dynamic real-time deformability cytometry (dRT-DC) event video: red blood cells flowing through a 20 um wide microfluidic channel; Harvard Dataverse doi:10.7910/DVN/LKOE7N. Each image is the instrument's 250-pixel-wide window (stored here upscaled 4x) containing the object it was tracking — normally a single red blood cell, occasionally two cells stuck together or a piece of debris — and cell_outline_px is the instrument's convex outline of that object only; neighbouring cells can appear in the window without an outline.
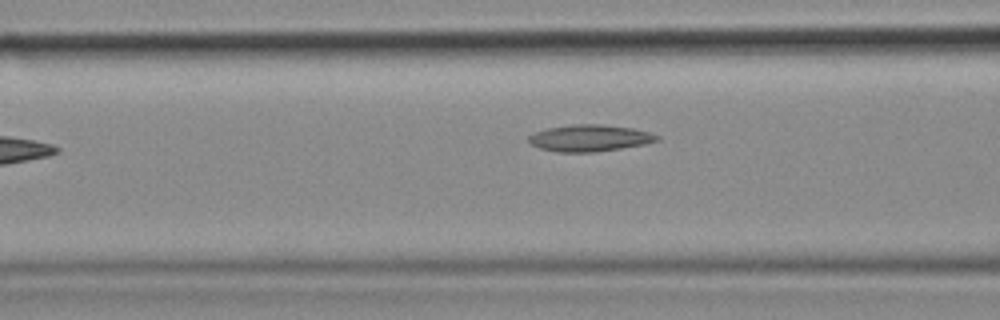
{"species": "common noctule bat (a hibernating species)", "species_latin": "Nyctalus noctula", "temperature_condition": "cold", "stored_images_in_passage": 10, "camera_frame_rate_fps": 3000, "um_per_image_px": 0.085, "animal": {"sex": "female", "body_mass_g": 18.4}, "frame": {"image": 1, "passage_image": 5, "time_ms": 1.333, "image_size_px": [1000, 320], "cell_outline_px": [[660, 140], [644, 144], [596, 152], [556, 152], [540, 148], [532, 144], [528, 140], [528, 136], [536, 132], [548, 128], [572, 124], [604, 124], [632, 128], [648, 132], [660, 136]], "centroid_in_image_um": [50.13, 11.73], "position_along_channel_um": 116.5, "area_um2": 19.88}}